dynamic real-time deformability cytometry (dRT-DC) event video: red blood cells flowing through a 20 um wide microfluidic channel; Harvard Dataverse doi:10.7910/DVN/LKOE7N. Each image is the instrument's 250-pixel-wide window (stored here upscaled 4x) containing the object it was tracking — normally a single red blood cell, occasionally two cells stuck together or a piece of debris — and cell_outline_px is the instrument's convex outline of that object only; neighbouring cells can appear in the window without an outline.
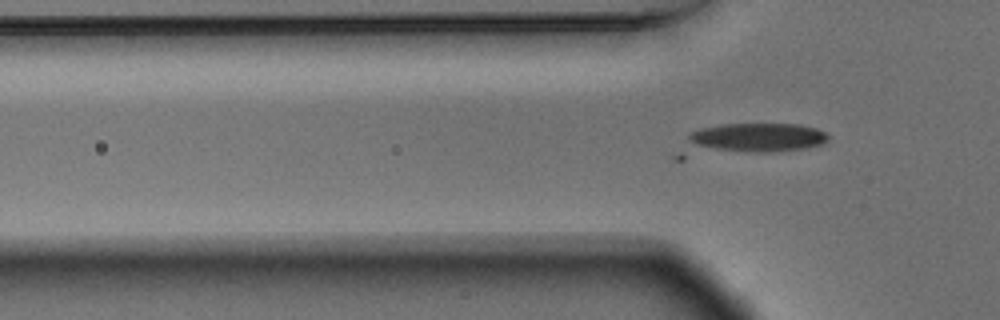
{"species": "Egyptian fruit bat (a non-hibernating species)", "species_latin": "Rousettus aegyptiacus", "temperature_condition": "warm", "stored_images_in_passage": 21, "camera_frame_rate_fps": 3000, "um_per_image_px": 0.085, "animal": {"sex": "male"}, "frame": {"image": 1, "passage_image": 3, "time_ms": 0.667, "image_size_px": [1000, 320], "cell_outline_px": [[828, 140], [820, 144], [804, 148], [776, 152], [684, 160], [676, 160], [672, 156], [688, 132], [700, 128], [724, 124], [800, 124], [816, 128], [824, 132], [828, 136]], "centroid_in_image_um": [63.47, 11.92], "position_along_channel_um": 62.3, "area_um2": 29.13}}
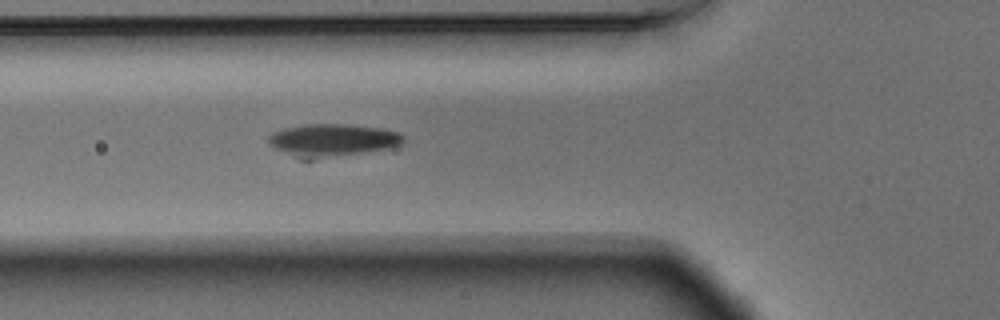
{"frame": {"image": 2, "passage_image": 6, "time_ms": 1.667, "image_size_px": [1000, 320], "cell_outline_px": [[404, 140], [400, 144], [392, 148], [312, 160], [300, 160], [268, 144], [268, 136], [272, 132], [284, 128], [304, 124], [348, 124], [384, 128], [396, 132], [404, 136]], "centroid_in_image_um": [28.23, 11.92], "position_along_channel_um": 97.6, "area_um2": 26.01}}
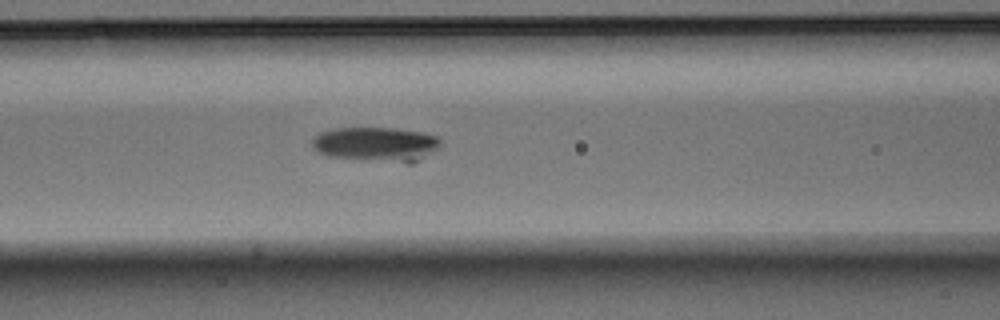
{"frame": {"image": 3, "passage_image": 9, "time_ms": 2.667, "image_size_px": [1000, 320], "cell_outline_px": [[440, 144], [436, 148], [412, 164], [408, 164], [328, 156], [312, 148], [312, 140], [320, 132], [336, 128], [392, 128], [424, 132], [440, 136]], "centroid_in_image_um": [31.98, 12.26], "position_along_channel_um": 134.6, "area_um2": 25.84}}